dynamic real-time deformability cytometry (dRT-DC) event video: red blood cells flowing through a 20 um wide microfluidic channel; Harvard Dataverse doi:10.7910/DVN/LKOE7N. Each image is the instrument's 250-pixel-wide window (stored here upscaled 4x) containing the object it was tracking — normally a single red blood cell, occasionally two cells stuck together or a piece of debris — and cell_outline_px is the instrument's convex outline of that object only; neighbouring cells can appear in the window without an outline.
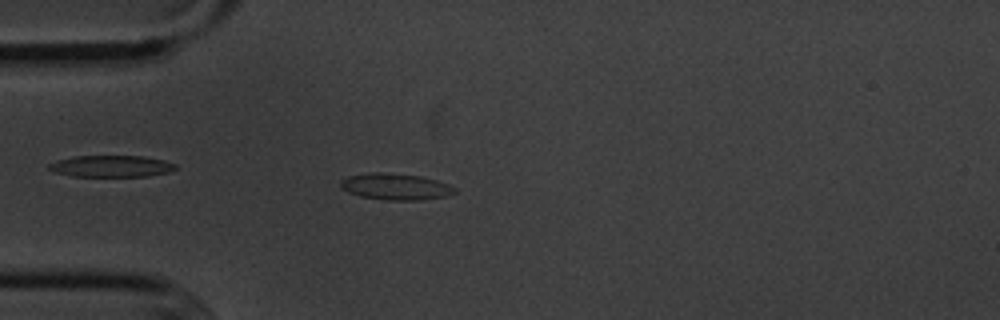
{"species": "common noctule bat (a hibernating species)", "species_latin": "Nyctalus noctula", "temperature_condition": "cold", "stored_images_in_passage": 2, "camera_frame_rate_fps": 3000, "um_per_image_px": 0.085, "animal": {"sex": "male", "body_mass_g": 20.1, "forearm_length_mm": 53.5}, "frame": {"image": 1, "passage_image": 2, "time_ms": 1.0, "image_size_px": [1000, 320], "cell_outline_px": [[456, 192], [448, 196], [420, 200], [384, 200], [360, 196], [348, 192], [340, 188], [340, 180], [348, 176], [372, 172], [380, 172], [420, 176], [436, 180], [448, 184], [456, 188]], "centroid_in_image_um": [33.61, 15.87], "position_along_channel_um": 51.4, "area_um2": 17.63}}